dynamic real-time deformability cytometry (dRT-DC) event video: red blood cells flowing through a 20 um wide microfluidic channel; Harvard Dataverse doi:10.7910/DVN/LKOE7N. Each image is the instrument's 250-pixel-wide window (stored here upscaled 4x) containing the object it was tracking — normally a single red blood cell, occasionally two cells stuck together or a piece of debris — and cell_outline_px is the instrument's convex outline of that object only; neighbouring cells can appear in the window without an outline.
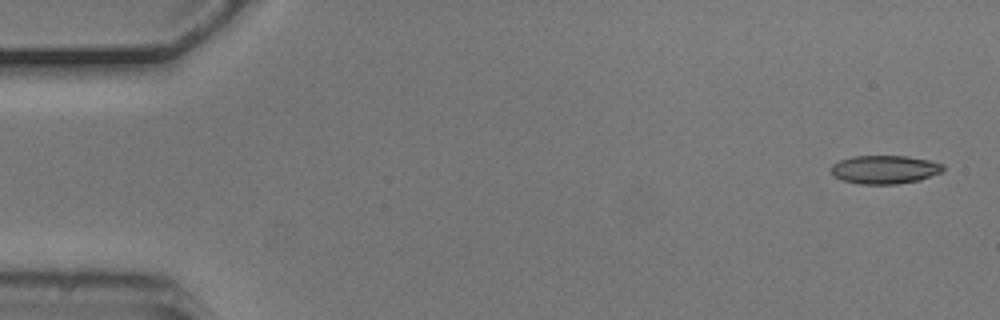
{"species": "common noctule bat (a hibernating species)", "species_latin": "Nyctalus noctula", "temperature_condition": "cold", "stored_images_in_passage": 4, "camera_frame_rate_fps": 3000, "um_per_image_px": 0.085, "animal": {"sex": "male", "body_mass_g": 20.5, "forearm_length_mm": 52.5}, "frame": {"image": 1, "passage_image": 1, "time_ms": 0.0, "image_size_px": [1000, 320], "cell_outline_px": [[944, 172], [920, 180], [896, 184], [860, 184], [844, 180], [836, 176], [828, 168], [832, 164], [840, 160], [852, 156], [908, 156], [928, 160], [944, 164]], "centroid_in_image_um": [75.23, 14.4], "position_along_channel_um": 9.8, "area_um2": 18.67}}
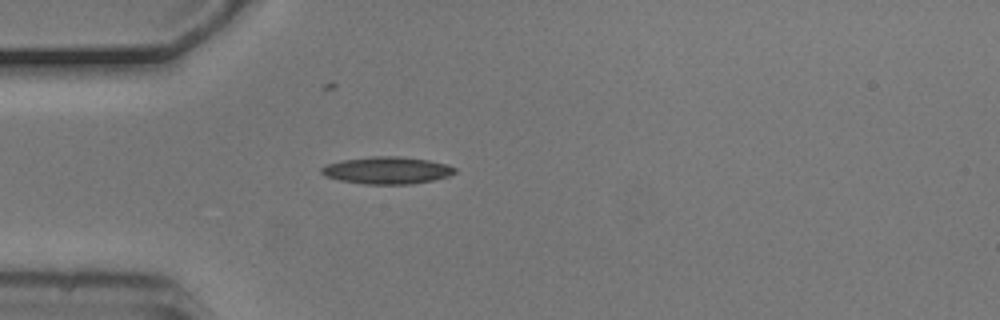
{"frame": {"image": 2, "passage_image": 4, "time_ms": 1.0, "image_size_px": [1000, 320], "cell_outline_px": [[456, 172], [448, 176], [432, 180], [412, 184], [364, 184], [340, 180], [324, 176], [320, 172], [320, 168], [328, 164], [344, 160], [372, 156], [404, 156], [428, 160], [448, 164], [456, 168]], "centroid_in_image_um": [32.91, 14.47], "position_along_channel_um": 52.1, "area_um2": 21.15}}